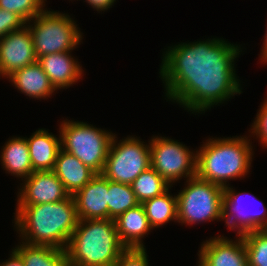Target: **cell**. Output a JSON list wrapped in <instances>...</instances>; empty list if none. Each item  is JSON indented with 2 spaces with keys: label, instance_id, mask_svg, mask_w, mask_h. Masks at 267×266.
I'll return each mask as SVG.
<instances>
[{
  "label": "cell",
  "instance_id": "25",
  "mask_svg": "<svg viewBox=\"0 0 267 266\" xmlns=\"http://www.w3.org/2000/svg\"><path fill=\"white\" fill-rule=\"evenodd\" d=\"M248 266H267V230L242 234Z\"/></svg>",
  "mask_w": 267,
  "mask_h": 266
},
{
  "label": "cell",
  "instance_id": "30",
  "mask_svg": "<svg viewBox=\"0 0 267 266\" xmlns=\"http://www.w3.org/2000/svg\"><path fill=\"white\" fill-rule=\"evenodd\" d=\"M85 2L91 5L94 10L104 12L105 10L110 9L116 0H86Z\"/></svg>",
  "mask_w": 267,
  "mask_h": 266
},
{
  "label": "cell",
  "instance_id": "18",
  "mask_svg": "<svg viewBox=\"0 0 267 266\" xmlns=\"http://www.w3.org/2000/svg\"><path fill=\"white\" fill-rule=\"evenodd\" d=\"M58 137L46 129L39 128L26 138L33 172L53 170L61 150V135Z\"/></svg>",
  "mask_w": 267,
  "mask_h": 266
},
{
  "label": "cell",
  "instance_id": "28",
  "mask_svg": "<svg viewBox=\"0 0 267 266\" xmlns=\"http://www.w3.org/2000/svg\"><path fill=\"white\" fill-rule=\"evenodd\" d=\"M145 249H126L113 266H149Z\"/></svg>",
  "mask_w": 267,
  "mask_h": 266
},
{
  "label": "cell",
  "instance_id": "1",
  "mask_svg": "<svg viewBox=\"0 0 267 266\" xmlns=\"http://www.w3.org/2000/svg\"><path fill=\"white\" fill-rule=\"evenodd\" d=\"M241 46L214 37L169 46L159 71L165 96L188 112L202 114L241 94L234 65Z\"/></svg>",
  "mask_w": 267,
  "mask_h": 266
},
{
  "label": "cell",
  "instance_id": "21",
  "mask_svg": "<svg viewBox=\"0 0 267 266\" xmlns=\"http://www.w3.org/2000/svg\"><path fill=\"white\" fill-rule=\"evenodd\" d=\"M13 249L21 256L24 266H68L64 249L30 245L22 241Z\"/></svg>",
  "mask_w": 267,
  "mask_h": 266
},
{
  "label": "cell",
  "instance_id": "3",
  "mask_svg": "<svg viewBox=\"0 0 267 266\" xmlns=\"http://www.w3.org/2000/svg\"><path fill=\"white\" fill-rule=\"evenodd\" d=\"M250 136L209 138L197 149L196 176L229 186V180L244 178L250 172L254 155Z\"/></svg>",
  "mask_w": 267,
  "mask_h": 266
},
{
  "label": "cell",
  "instance_id": "4",
  "mask_svg": "<svg viewBox=\"0 0 267 266\" xmlns=\"http://www.w3.org/2000/svg\"><path fill=\"white\" fill-rule=\"evenodd\" d=\"M127 248L115 220H79L66 248L69 266H113Z\"/></svg>",
  "mask_w": 267,
  "mask_h": 266
},
{
  "label": "cell",
  "instance_id": "14",
  "mask_svg": "<svg viewBox=\"0 0 267 266\" xmlns=\"http://www.w3.org/2000/svg\"><path fill=\"white\" fill-rule=\"evenodd\" d=\"M79 220L108 219V179L96 174L73 195Z\"/></svg>",
  "mask_w": 267,
  "mask_h": 266
},
{
  "label": "cell",
  "instance_id": "19",
  "mask_svg": "<svg viewBox=\"0 0 267 266\" xmlns=\"http://www.w3.org/2000/svg\"><path fill=\"white\" fill-rule=\"evenodd\" d=\"M63 183L66 191L74 195L82 189L96 173L84 165L76 156L63 150L58 153L52 170Z\"/></svg>",
  "mask_w": 267,
  "mask_h": 266
},
{
  "label": "cell",
  "instance_id": "17",
  "mask_svg": "<svg viewBox=\"0 0 267 266\" xmlns=\"http://www.w3.org/2000/svg\"><path fill=\"white\" fill-rule=\"evenodd\" d=\"M7 79L20 93L32 99H48L57 91L38 62L15 70Z\"/></svg>",
  "mask_w": 267,
  "mask_h": 266
},
{
  "label": "cell",
  "instance_id": "16",
  "mask_svg": "<svg viewBox=\"0 0 267 266\" xmlns=\"http://www.w3.org/2000/svg\"><path fill=\"white\" fill-rule=\"evenodd\" d=\"M117 232L127 249H145L143 238L154 230L142 204L130 208L115 219Z\"/></svg>",
  "mask_w": 267,
  "mask_h": 266
},
{
  "label": "cell",
  "instance_id": "15",
  "mask_svg": "<svg viewBox=\"0 0 267 266\" xmlns=\"http://www.w3.org/2000/svg\"><path fill=\"white\" fill-rule=\"evenodd\" d=\"M72 52L47 54L37 59L56 90L67 89L83 77V68ZM77 60V61H76Z\"/></svg>",
  "mask_w": 267,
  "mask_h": 266
},
{
  "label": "cell",
  "instance_id": "8",
  "mask_svg": "<svg viewBox=\"0 0 267 266\" xmlns=\"http://www.w3.org/2000/svg\"><path fill=\"white\" fill-rule=\"evenodd\" d=\"M124 138L118 142L114 133L102 174L110 181L131 185L151 167L150 145L137 136Z\"/></svg>",
  "mask_w": 267,
  "mask_h": 266
},
{
  "label": "cell",
  "instance_id": "2",
  "mask_svg": "<svg viewBox=\"0 0 267 266\" xmlns=\"http://www.w3.org/2000/svg\"><path fill=\"white\" fill-rule=\"evenodd\" d=\"M15 209L14 227L22 242L66 250L79 221L73 195L60 202Z\"/></svg>",
  "mask_w": 267,
  "mask_h": 266
},
{
  "label": "cell",
  "instance_id": "7",
  "mask_svg": "<svg viewBox=\"0 0 267 266\" xmlns=\"http://www.w3.org/2000/svg\"><path fill=\"white\" fill-rule=\"evenodd\" d=\"M184 185L176 194L179 224L187 226L222 220L223 187L197 176L187 179Z\"/></svg>",
  "mask_w": 267,
  "mask_h": 266
},
{
  "label": "cell",
  "instance_id": "26",
  "mask_svg": "<svg viewBox=\"0 0 267 266\" xmlns=\"http://www.w3.org/2000/svg\"><path fill=\"white\" fill-rule=\"evenodd\" d=\"M45 1L47 0H0V9L16 13L29 22L46 10Z\"/></svg>",
  "mask_w": 267,
  "mask_h": 266
},
{
  "label": "cell",
  "instance_id": "10",
  "mask_svg": "<svg viewBox=\"0 0 267 266\" xmlns=\"http://www.w3.org/2000/svg\"><path fill=\"white\" fill-rule=\"evenodd\" d=\"M246 192H236L233 187H224V196L222 199V221L225 220V226L230 230H235L237 235L256 230H267V208L256 196L249 197L250 201L260 205V210L251 206L253 203L247 198ZM245 198V200H244ZM246 201V202H245ZM249 202V203H248ZM251 203V205H250ZM259 206V207H260ZM249 208V209H248ZM255 210V211H254Z\"/></svg>",
  "mask_w": 267,
  "mask_h": 266
},
{
  "label": "cell",
  "instance_id": "23",
  "mask_svg": "<svg viewBox=\"0 0 267 266\" xmlns=\"http://www.w3.org/2000/svg\"><path fill=\"white\" fill-rule=\"evenodd\" d=\"M138 204L131 185L108 180V219L115 220Z\"/></svg>",
  "mask_w": 267,
  "mask_h": 266
},
{
  "label": "cell",
  "instance_id": "29",
  "mask_svg": "<svg viewBox=\"0 0 267 266\" xmlns=\"http://www.w3.org/2000/svg\"><path fill=\"white\" fill-rule=\"evenodd\" d=\"M26 23L18 14L0 9V39L12 31L23 28Z\"/></svg>",
  "mask_w": 267,
  "mask_h": 266
},
{
  "label": "cell",
  "instance_id": "12",
  "mask_svg": "<svg viewBox=\"0 0 267 266\" xmlns=\"http://www.w3.org/2000/svg\"><path fill=\"white\" fill-rule=\"evenodd\" d=\"M17 205H37L60 202L70 196L63 183L51 171H36L22 180Z\"/></svg>",
  "mask_w": 267,
  "mask_h": 266
},
{
  "label": "cell",
  "instance_id": "11",
  "mask_svg": "<svg viewBox=\"0 0 267 266\" xmlns=\"http://www.w3.org/2000/svg\"><path fill=\"white\" fill-rule=\"evenodd\" d=\"M37 62L29 27L12 31L0 39V72L7 78L15 70Z\"/></svg>",
  "mask_w": 267,
  "mask_h": 266
},
{
  "label": "cell",
  "instance_id": "5",
  "mask_svg": "<svg viewBox=\"0 0 267 266\" xmlns=\"http://www.w3.org/2000/svg\"><path fill=\"white\" fill-rule=\"evenodd\" d=\"M61 148L76 156L96 174H102L114 133L87 122L65 119L60 123Z\"/></svg>",
  "mask_w": 267,
  "mask_h": 266
},
{
  "label": "cell",
  "instance_id": "13",
  "mask_svg": "<svg viewBox=\"0 0 267 266\" xmlns=\"http://www.w3.org/2000/svg\"><path fill=\"white\" fill-rule=\"evenodd\" d=\"M235 239L217 235L202 242L197 266H248L243 237Z\"/></svg>",
  "mask_w": 267,
  "mask_h": 266
},
{
  "label": "cell",
  "instance_id": "6",
  "mask_svg": "<svg viewBox=\"0 0 267 266\" xmlns=\"http://www.w3.org/2000/svg\"><path fill=\"white\" fill-rule=\"evenodd\" d=\"M26 25L32 34L37 59L47 54L71 52L83 39L76 21L67 13L57 10L50 11L46 8Z\"/></svg>",
  "mask_w": 267,
  "mask_h": 266
},
{
  "label": "cell",
  "instance_id": "24",
  "mask_svg": "<svg viewBox=\"0 0 267 266\" xmlns=\"http://www.w3.org/2000/svg\"><path fill=\"white\" fill-rule=\"evenodd\" d=\"M140 204L166 192L171 187L152 167L143 171L131 184Z\"/></svg>",
  "mask_w": 267,
  "mask_h": 266
},
{
  "label": "cell",
  "instance_id": "22",
  "mask_svg": "<svg viewBox=\"0 0 267 266\" xmlns=\"http://www.w3.org/2000/svg\"><path fill=\"white\" fill-rule=\"evenodd\" d=\"M168 189L163 194L142 203L152 228L166 225L170 221L177 222V197Z\"/></svg>",
  "mask_w": 267,
  "mask_h": 266
},
{
  "label": "cell",
  "instance_id": "32",
  "mask_svg": "<svg viewBox=\"0 0 267 266\" xmlns=\"http://www.w3.org/2000/svg\"><path fill=\"white\" fill-rule=\"evenodd\" d=\"M266 29H267V27H266ZM264 42H263V47H262V50H261V55H259L260 56V60L262 61V62H264L263 64H265V62H266V64H267V30H266V34L264 35Z\"/></svg>",
  "mask_w": 267,
  "mask_h": 266
},
{
  "label": "cell",
  "instance_id": "20",
  "mask_svg": "<svg viewBox=\"0 0 267 266\" xmlns=\"http://www.w3.org/2000/svg\"><path fill=\"white\" fill-rule=\"evenodd\" d=\"M2 169L24 180L33 173L26 137L10 138L0 151Z\"/></svg>",
  "mask_w": 267,
  "mask_h": 266
},
{
  "label": "cell",
  "instance_id": "31",
  "mask_svg": "<svg viewBox=\"0 0 267 266\" xmlns=\"http://www.w3.org/2000/svg\"><path fill=\"white\" fill-rule=\"evenodd\" d=\"M0 266H24L21 256L12 249L10 257L6 261L0 263Z\"/></svg>",
  "mask_w": 267,
  "mask_h": 266
},
{
  "label": "cell",
  "instance_id": "9",
  "mask_svg": "<svg viewBox=\"0 0 267 266\" xmlns=\"http://www.w3.org/2000/svg\"><path fill=\"white\" fill-rule=\"evenodd\" d=\"M149 142L151 167L172 186L173 183L196 176L197 150L178 140L153 136Z\"/></svg>",
  "mask_w": 267,
  "mask_h": 266
},
{
  "label": "cell",
  "instance_id": "27",
  "mask_svg": "<svg viewBox=\"0 0 267 266\" xmlns=\"http://www.w3.org/2000/svg\"><path fill=\"white\" fill-rule=\"evenodd\" d=\"M249 131L252 134H250L251 137L253 136L254 138L256 136L255 139H258L262 148H267V98L264 99L263 104L261 103Z\"/></svg>",
  "mask_w": 267,
  "mask_h": 266
}]
</instances>
